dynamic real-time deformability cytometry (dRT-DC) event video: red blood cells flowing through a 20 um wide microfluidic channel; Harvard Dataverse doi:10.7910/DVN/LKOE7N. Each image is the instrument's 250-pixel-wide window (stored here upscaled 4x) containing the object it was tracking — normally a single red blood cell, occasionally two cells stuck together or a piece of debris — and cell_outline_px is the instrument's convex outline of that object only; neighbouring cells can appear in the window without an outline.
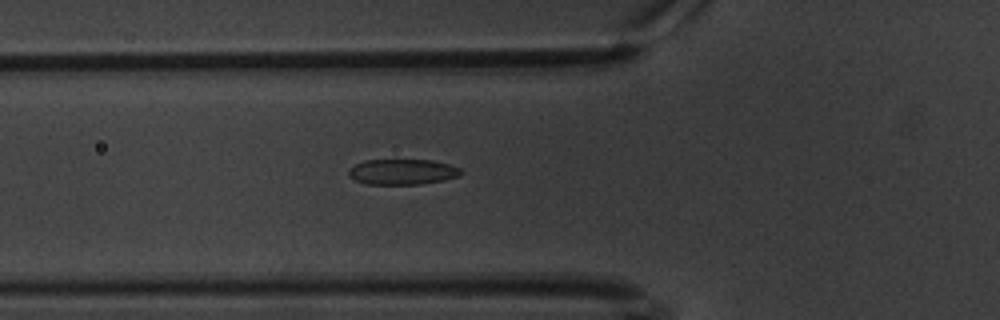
{"species": "common noctule bat (a hibernating species)", "species_latin": "Nyctalus noctula", "temperature_condition": "warm", "stored_images_in_passage": 44, "camera_frame_rate_fps": 3000, "um_per_image_px": 0.085, "animal": {"sex": "male", "body_mass_g": 20.1, "forearm_length_mm": 53.5}, "frame": {"image": 1, "passage_image": 6, "time_ms": 1.667, "image_size_px": [1000, 320], "cell_outline_px": [[464, 172], [460, 176], [444, 180], [420, 184], [364, 184], [348, 176], [348, 168], [364, 160], [432, 160], [448, 164], [460, 168]], "centroid_in_image_um": [34.2, 14.61], "position_along_channel_um": 91.6, "area_um2": 16.82}}
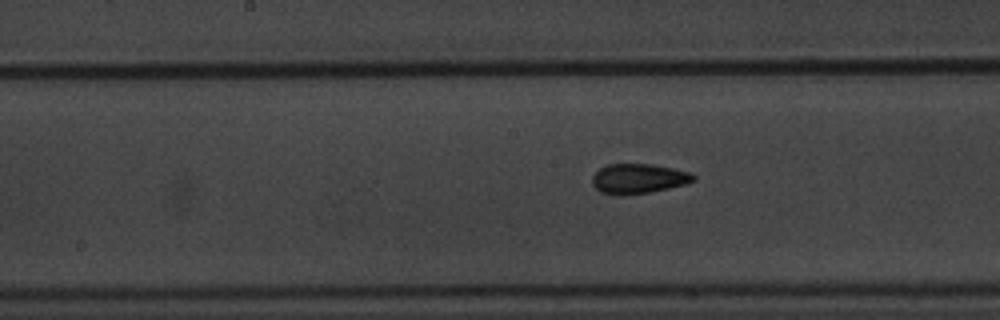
{"frame": {"image": 2, "passage_image": 15, "time_ms": 4.667, "image_size_px": [1000, 320], "cell_outline_px": [[696, 180], [684, 184], [668, 188], [648, 192], [620, 196], [600, 192], [592, 184], [592, 176], [600, 168], [608, 164], [652, 164], [692, 172], [696, 176]], "centroid_in_image_um": [54.26, 15.18], "position_along_channel_um": 193.9, "area_um2": 17.63}}
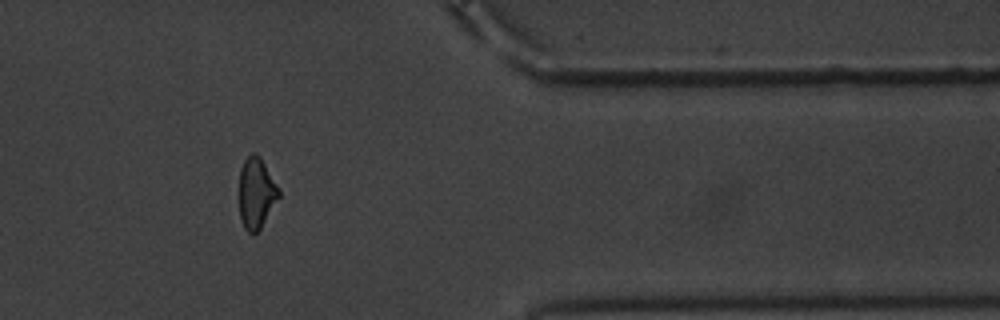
{"frame": {"image": 3, "passage_image": 34, "time_ms": 11.0, "image_size_px": [1000, 320], "cell_outline_px": [[280, 196], [260, 228], [252, 236], [244, 228], [240, 220], [240, 168], [244, 160], [252, 152], [256, 152], [260, 156], [280, 188]], "centroid_in_image_um": [21.79, 16.4], "position_along_channel_um": 389.6, "area_um2": 16.47}, "authors_computed_cell_mechanics": {"area_um2": 16.8198, "velocity_mm_per_s": 3.3809, "shape_relaxation_time_tau1_ms": 6.7608, "shape_relaxation_time_tau2_ms": 2.2266, "deformation_change_tau1": 0.1672, "deformation_change_tau2": 0.0857}}